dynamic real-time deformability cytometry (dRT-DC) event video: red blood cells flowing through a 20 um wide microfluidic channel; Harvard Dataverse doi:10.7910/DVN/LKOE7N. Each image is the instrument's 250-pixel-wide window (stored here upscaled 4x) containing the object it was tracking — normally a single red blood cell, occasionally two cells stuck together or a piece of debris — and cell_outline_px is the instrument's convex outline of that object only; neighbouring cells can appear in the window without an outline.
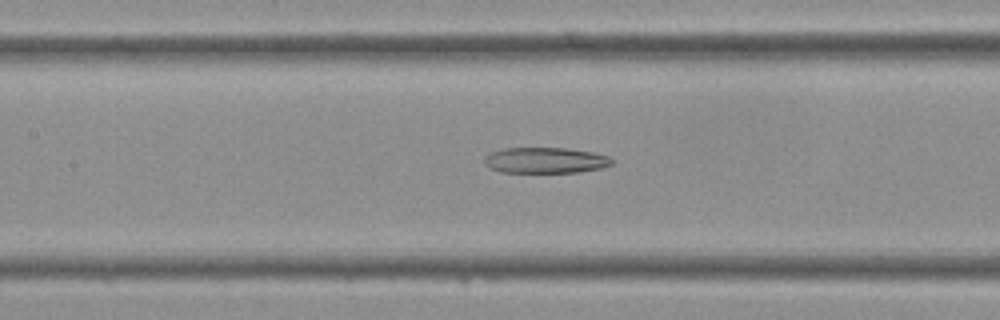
{"species": "Egyptian fruit bat (a non-hibernating species)", "species_latin": "Rousettus aegyptiacus", "temperature_condition": "cold", "stored_images_in_passage": 30, "camera_frame_rate_fps": 3000, "um_per_image_px": 0.085, "frame": {"image": 1, "passage_image": 7, "time_ms": 2.0, "image_size_px": [1000, 320], "cell_outline_px": [[612, 164], [600, 168], [580, 172], [500, 172], [484, 164], [484, 156], [492, 152], [504, 148], [568, 148], [592, 152], [608, 156], [612, 160]], "centroid_in_image_um": [46.34, 13.62], "position_along_channel_um": 161.1, "area_um2": 19.07}}
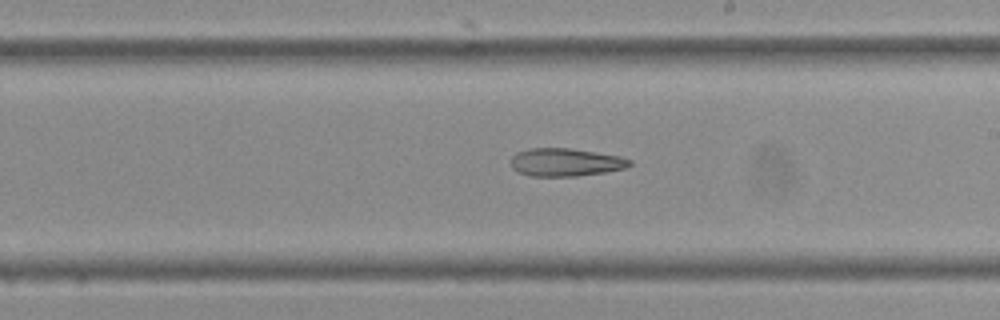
{"frame": {"image": 2, "passage_image": 12, "time_ms": 3.667, "image_size_px": [1000, 320], "cell_outline_px": [[632, 164], [628, 168], [604, 172], [576, 176], [532, 176], [520, 172], [512, 168], [512, 156], [516, 152], [528, 148], [568, 148], [620, 156], [632, 160]], "centroid_in_image_um": [48.09, 13.79], "position_along_channel_um": 240.9, "area_um2": 19.31}}
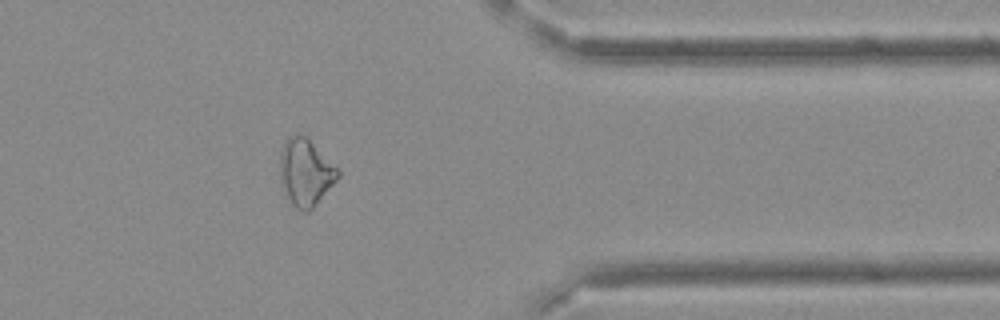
{"frame": {"image": 3, "passage_image": 22, "time_ms": 7.0, "image_size_px": [1000, 320], "cell_outline_px": [[340, 176], [312, 208], [308, 212], [300, 212], [284, 196], [280, 180], [280, 152], [284, 140], [288, 136], [304, 136], [340, 168]], "centroid_in_image_um": [25.95, 14.68], "position_along_channel_um": 385.4, "area_um2": 22.72}}